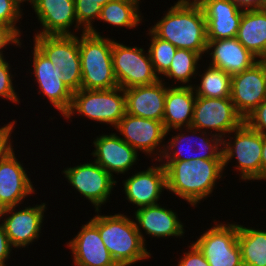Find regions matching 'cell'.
Wrapping results in <instances>:
<instances>
[{
    "instance_id": "cell-12",
    "label": "cell",
    "mask_w": 266,
    "mask_h": 266,
    "mask_svg": "<svg viewBox=\"0 0 266 266\" xmlns=\"http://www.w3.org/2000/svg\"><path fill=\"white\" fill-rule=\"evenodd\" d=\"M115 130L119 132L117 134L120 138L138 153L142 152L150 159L153 158L152 162L153 160L158 162L161 159L166 143L163 122L125 113Z\"/></svg>"
},
{
    "instance_id": "cell-6",
    "label": "cell",
    "mask_w": 266,
    "mask_h": 266,
    "mask_svg": "<svg viewBox=\"0 0 266 266\" xmlns=\"http://www.w3.org/2000/svg\"><path fill=\"white\" fill-rule=\"evenodd\" d=\"M126 113L124 89L109 90L80 89L73 92L72 104L63 117L72 122L75 115L86 117L96 123L111 125L114 129Z\"/></svg>"
},
{
    "instance_id": "cell-35",
    "label": "cell",
    "mask_w": 266,
    "mask_h": 266,
    "mask_svg": "<svg viewBox=\"0 0 266 266\" xmlns=\"http://www.w3.org/2000/svg\"><path fill=\"white\" fill-rule=\"evenodd\" d=\"M23 15V8L14 0H0V23L12 26L20 35L23 32L17 27V23L23 19Z\"/></svg>"
},
{
    "instance_id": "cell-17",
    "label": "cell",
    "mask_w": 266,
    "mask_h": 266,
    "mask_svg": "<svg viewBox=\"0 0 266 266\" xmlns=\"http://www.w3.org/2000/svg\"><path fill=\"white\" fill-rule=\"evenodd\" d=\"M155 164L139 172L135 170L134 174L132 172L131 176L122 180L124 198L129 204L135 205V209L158 204L162 194L167 190L165 167L161 163Z\"/></svg>"
},
{
    "instance_id": "cell-23",
    "label": "cell",
    "mask_w": 266,
    "mask_h": 266,
    "mask_svg": "<svg viewBox=\"0 0 266 266\" xmlns=\"http://www.w3.org/2000/svg\"><path fill=\"white\" fill-rule=\"evenodd\" d=\"M203 9L207 40L234 38L237 36L243 10L231 0H196Z\"/></svg>"
},
{
    "instance_id": "cell-29",
    "label": "cell",
    "mask_w": 266,
    "mask_h": 266,
    "mask_svg": "<svg viewBox=\"0 0 266 266\" xmlns=\"http://www.w3.org/2000/svg\"><path fill=\"white\" fill-rule=\"evenodd\" d=\"M238 245L243 266H266V230L238 224Z\"/></svg>"
},
{
    "instance_id": "cell-30",
    "label": "cell",
    "mask_w": 266,
    "mask_h": 266,
    "mask_svg": "<svg viewBox=\"0 0 266 266\" xmlns=\"http://www.w3.org/2000/svg\"><path fill=\"white\" fill-rule=\"evenodd\" d=\"M200 60H203V58L197 52L177 48L169 69L160 79L165 82L167 79L164 78H169L168 82H165L167 85L169 81L172 80V84H175L174 86H194L192 78L196 79L197 77V71L201 66V64H199Z\"/></svg>"
},
{
    "instance_id": "cell-20",
    "label": "cell",
    "mask_w": 266,
    "mask_h": 266,
    "mask_svg": "<svg viewBox=\"0 0 266 266\" xmlns=\"http://www.w3.org/2000/svg\"><path fill=\"white\" fill-rule=\"evenodd\" d=\"M93 149L90 155L94 161L103 167L113 178L115 174L125 175L139 161V153L123 141L117 133L100 134L93 138Z\"/></svg>"
},
{
    "instance_id": "cell-14",
    "label": "cell",
    "mask_w": 266,
    "mask_h": 266,
    "mask_svg": "<svg viewBox=\"0 0 266 266\" xmlns=\"http://www.w3.org/2000/svg\"><path fill=\"white\" fill-rule=\"evenodd\" d=\"M46 205L42 202L35 206L26 205L22 209L20 206H13L0 210V222L14 249L28 248L42 236L41 228L46 220L44 213L48 207Z\"/></svg>"
},
{
    "instance_id": "cell-45",
    "label": "cell",
    "mask_w": 266,
    "mask_h": 266,
    "mask_svg": "<svg viewBox=\"0 0 266 266\" xmlns=\"http://www.w3.org/2000/svg\"><path fill=\"white\" fill-rule=\"evenodd\" d=\"M262 10H266V0H262Z\"/></svg>"
},
{
    "instance_id": "cell-4",
    "label": "cell",
    "mask_w": 266,
    "mask_h": 266,
    "mask_svg": "<svg viewBox=\"0 0 266 266\" xmlns=\"http://www.w3.org/2000/svg\"><path fill=\"white\" fill-rule=\"evenodd\" d=\"M80 35L81 89L109 90L118 87L113 71V39L90 32Z\"/></svg>"
},
{
    "instance_id": "cell-36",
    "label": "cell",
    "mask_w": 266,
    "mask_h": 266,
    "mask_svg": "<svg viewBox=\"0 0 266 266\" xmlns=\"http://www.w3.org/2000/svg\"><path fill=\"white\" fill-rule=\"evenodd\" d=\"M21 35L9 25H4L0 23V59L5 58L3 52L7 48V46H16L17 48H22L21 46L23 43Z\"/></svg>"
},
{
    "instance_id": "cell-22",
    "label": "cell",
    "mask_w": 266,
    "mask_h": 266,
    "mask_svg": "<svg viewBox=\"0 0 266 266\" xmlns=\"http://www.w3.org/2000/svg\"><path fill=\"white\" fill-rule=\"evenodd\" d=\"M66 246L71 250L74 266L117 265L104 245L99 229L90 220L81 226L77 235L66 242Z\"/></svg>"
},
{
    "instance_id": "cell-41",
    "label": "cell",
    "mask_w": 266,
    "mask_h": 266,
    "mask_svg": "<svg viewBox=\"0 0 266 266\" xmlns=\"http://www.w3.org/2000/svg\"><path fill=\"white\" fill-rule=\"evenodd\" d=\"M243 11L262 10V0H231Z\"/></svg>"
},
{
    "instance_id": "cell-43",
    "label": "cell",
    "mask_w": 266,
    "mask_h": 266,
    "mask_svg": "<svg viewBox=\"0 0 266 266\" xmlns=\"http://www.w3.org/2000/svg\"><path fill=\"white\" fill-rule=\"evenodd\" d=\"M20 7H24L23 4L24 2L27 4L29 3V5L32 7L35 3V0H14Z\"/></svg>"
},
{
    "instance_id": "cell-15",
    "label": "cell",
    "mask_w": 266,
    "mask_h": 266,
    "mask_svg": "<svg viewBox=\"0 0 266 266\" xmlns=\"http://www.w3.org/2000/svg\"><path fill=\"white\" fill-rule=\"evenodd\" d=\"M13 147L0 159V210L23 204L37 191Z\"/></svg>"
},
{
    "instance_id": "cell-18",
    "label": "cell",
    "mask_w": 266,
    "mask_h": 266,
    "mask_svg": "<svg viewBox=\"0 0 266 266\" xmlns=\"http://www.w3.org/2000/svg\"><path fill=\"white\" fill-rule=\"evenodd\" d=\"M31 8L41 24L40 30L34 29V35H77L86 32L78 24L74 0H35Z\"/></svg>"
},
{
    "instance_id": "cell-44",
    "label": "cell",
    "mask_w": 266,
    "mask_h": 266,
    "mask_svg": "<svg viewBox=\"0 0 266 266\" xmlns=\"http://www.w3.org/2000/svg\"><path fill=\"white\" fill-rule=\"evenodd\" d=\"M260 63L264 66L265 72H266V55L262 56L259 59Z\"/></svg>"
},
{
    "instance_id": "cell-7",
    "label": "cell",
    "mask_w": 266,
    "mask_h": 266,
    "mask_svg": "<svg viewBox=\"0 0 266 266\" xmlns=\"http://www.w3.org/2000/svg\"><path fill=\"white\" fill-rule=\"evenodd\" d=\"M33 43L52 62L59 78L72 92L81 89L78 35H34Z\"/></svg>"
},
{
    "instance_id": "cell-39",
    "label": "cell",
    "mask_w": 266,
    "mask_h": 266,
    "mask_svg": "<svg viewBox=\"0 0 266 266\" xmlns=\"http://www.w3.org/2000/svg\"><path fill=\"white\" fill-rule=\"evenodd\" d=\"M15 124H17V121L12 120L2 127L0 126V159L14 145L12 133H14Z\"/></svg>"
},
{
    "instance_id": "cell-34",
    "label": "cell",
    "mask_w": 266,
    "mask_h": 266,
    "mask_svg": "<svg viewBox=\"0 0 266 266\" xmlns=\"http://www.w3.org/2000/svg\"><path fill=\"white\" fill-rule=\"evenodd\" d=\"M12 65L7 61L6 57L0 59V97L3 100H8L15 105L20 104V96L16 92V85L14 86L13 80L15 74H12Z\"/></svg>"
},
{
    "instance_id": "cell-16",
    "label": "cell",
    "mask_w": 266,
    "mask_h": 266,
    "mask_svg": "<svg viewBox=\"0 0 266 266\" xmlns=\"http://www.w3.org/2000/svg\"><path fill=\"white\" fill-rule=\"evenodd\" d=\"M32 52L33 59L29 72L38 85V93L47 98L55 110L59 111L63 117L69 111L72 104L73 92L59 78L52 62L35 46ZM35 77V78H34Z\"/></svg>"
},
{
    "instance_id": "cell-1",
    "label": "cell",
    "mask_w": 266,
    "mask_h": 266,
    "mask_svg": "<svg viewBox=\"0 0 266 266\" xmlns=\"http://www.w3.org/2000/svg\"><path fill=\"white\" fill-rule=\"evenodd\" d=\"M159 162L166 170L167 192L183 199L191 207H198L202 200L211 197L219 181L226 177L223 175V159Z\"/></svg>"
},
{
    "instance_id": "cell-10",
    "label": "cell",
    "mask_w": 266,
    "mask_h": 266,
    "mask_svg": "<svg viewBox=\"0 0 266 266\" xmlns=\"http://www.w3.org/2000/svg\"><path fill=\"white\" fill-rule=\"evenodd\" d=\"M206 228L192 242L202 252L210 266H243L238 245V223L219 222ZM219 222V223H218Z\"/></svg>"
},
{
    "instance_id": "cell-13",
    "label": "cell",
    "mask_w": 266,
    "mask_h": 266,
    "mask_svg": "<svg viewBox=\"0 0 266 266\" xmlns=\"http://www.w3.org/2000/svg\"><path fill=\"white\" fill-rule=\"evenodd\" d=\"M243 122L230 97H196L191 127L224 139Z\"/></svg>"
},
{
    "instance_id": "cell-11",
    "label": "cell",
    "mask_w": 266,
    "mask_h": 266,
    "mask_svg": "<svg viewBox=\"0 0 266 266\" xmlns=\"http://www.w3.org/2000/svg\"><path fill=\"white\" fill-rule=\"evenodd\" d=\"M66 181L81 197L84 196L95 210L109 201L112 191L119 181L115 180L103 167L95 161L65 167L61 171Z\"/></svg>"
},
{
    "instance_id": "cell-2",
    "label": "cell",
    "mask_w": 266,
    "mask_h": 266,
    "mask_svg": "<svg viewBox=\"0 0 266 266\" xmlns=\"http://www.w3.org/2000/svg\"><path fill=\"white\" fill-rule=\"evenodd\" d=\"M149 29L178 49L192 50L201 57L206 54V20L196 0H177Z\"/></svg>"
},
{
    "instance_id": "cell-31",
    "label": "cell",
    "mask_w": 266,
    "mask_h": 266,
    "mask_svg": "<svg viewBox=\"0 0 266 266\" xmlns=\"http://www.w3.org/2000/svg\"><path fill=\"white\" fill-rule=\"evenodd\" d=\"M202 71H197L200 83L193 86L196 96L207 98L230 97L232 76L224 70L207 66ZM201 74V75H200Z\"/></svg>"
},
{
    "instance_id": "cell-32",
    "label": "cell",
    "mask_w": 266,
    "mask_h": 266,
    "mask_svg": "<svg viewBox=\"0 0 266 266\" xmlns=\"http://www.w3.org/2000/svg\"><path fill=\"white\" fill-rule=\"evenodd\" d=\"M150 37V43L147 45L151 62L155 73L159 78L169 69L171 61L175 56L177 48L169 41L157 37L149 28L146 31Z\"/></svg>"
},
{
    "instance_id": "cell-27",
    "label": "cell",
    "mask_w": 266,
    "mask_h": 266,
    "mask_svg": "<svg viewBox=\"0 0 266 266\" xmlns=\"http://www.w3.org/2000/svg\"><path fill=\"white\" fill-rule=\"evenodd\" d=\"M236 39L258 59L266 55V10L243 11Z\"/></svg>"
},
{
    "instance_id": "cell-40",
    "label": "cell",
    "mask_w": 266,
    "mask_h": 266,
    "mask_svg": "<svg viewBox=\"0 0 266 266\" xmlns=\"http://www.w3.org/2000/svg\"><path fill=\"white\" fill-rule=\"evenodd\" d=\"M12 247L5 232L4 226L0 223V266H7V261L11 258ZM6 263V264H5Z\"/></svg>"
},
{
    "instance_id": "cell-33",
    "label": "cell",
    "mask_w": 266,
    "mask_h": 266,
    "mask_svg": "<svg viewBox=\"0 0 266 266\" xmlns=\"http://www.w3.org/2000/svg\"><path fill=\"white\" fill-rule=\"evenodd\" d=\"M109 1L112 0H74L78 24L86 32L101 36L103 32H99L95 29L96 26L93 24L95 20L98 21L102 7Z\"/></svg>"
},
{
    "instance_id": "cell-38",
    "label": "cell",
    "mask_w": 266,
    "mask_h": 266,
    "mask_svg": "<svg viewBox=\"0 0 266 266\" xmlns=\"http://www.w3.org/2000/svg\"><path fill=\"white\" fill-rule=\"evenodd\" d=\"M187 248L188 251L179 257L177 266H210L207 259L193 242Z\"/></svg>"
},
{
    "instance_id": "cell-21",
    "label": "cell",
    "mask_w": 266,
    "mask_h": 266,
    "mask_svg": "<svg viewBox=\"0 0 266 266\" xmlns=\"http://www.w3.org/2000/svg\"><path fill=\"white\" fill-rule=\"evenodd\" d=\"M168 208V209H167ZM166 205L158 204L145 206L135 210L133 218L143 243L146 245V235L151 238H182L186 232L184 224L177 212ZM143 231V232H142ZM145 233V235H144ZM145 236V237H144ZM167 237V238H166Z\"/></svg>"
},
{
    "instance_id": "cell-19",
    "label": "cell",
    "mask_w": 266,
    "mask_h": 266,
    "mask_svg": "<svg viewBox=\"0 0 266 266\" xmlns=\"http://www.w3.org/2000/svg\"><path fill=\"white\" fill-rule=\"evenodd\" d=\"M230 98L243 119L266 99V72L260 61L232 76Z\"/></svg>"
},
{
    "instance_id": "cell-42",
    "label": "cell",
    "mask_w": 266,
    "mask_h": 266,
    "mask_svg": "<svg viewBox=\"0 0 266 266\" xmlns=\"http://www.w3.org/2000/svg\"><path fill=\"white\" fill-rule=\"evenodd\" d=\"M266 181V136L264 135L261 157V181Z\"/></svg>"
},
{
    "instance_id": "cell-37",
    "label": "cell",
    "mask_w": 266,
    "mask_h": 266,
    "mask_svg": "<svg viewBox=\"0 0 266 266\" xmlns=\"http://www.w3.org/2000/svg\"><path fill=\"white\" fill-rule=\"evenodd\" d=\"M244 122L266 136V99L244 119Z\"/></svg>"
},
{
    "instance_id": "cell-9",
    "label": "cell",
    "mask_w": 266,
    "mask_h": 266,
    "mask_svg": "<svg viewBox=\"0 0 266 266\" xmlns=\"http://www.w3.org/2000/svg\"><path fill=\"white\" fill-rule=\"evenodd\" d=\"M112 60L116 81L122 89L149 85L160 80L154 71L149 51L141 46H128L113 39Z\"/></svg>"
},
{
    "instance_id": "cell-8",
    "label": "cell",
    "mask_w": 266,
    "mask_h": 266,
    "mask_svg": "<svg viewBox=\"0 0 266 266\" xmlns=\"http://www.w3.org/2000/svg\"><path fill=\"white\" fill-rule=\"evenodd\" d=\"M171 131H175L173 135L170 134ZM168 135L171 137L166 141L164 153L159 161L223 159L222 139L214 134L193 127H183L166 131V137Z\"/></svg>"
},
{
    "instance_id": "cell-3",
    "label": "cell",
    "mask_w": 266,
    "mask_h": 266,
    "mask_svg": "<svg viewBox=\"0 0 266 266\" xmlns=\"http://www.w3.org/2000/svg\"><path fill=\"white\" fill-rule=\"evenodd\" d=\"M100 212L95 210L96 214L89 220L99 229L100 237L117 265L133 266L153 258L140 237L133 216L125 213L102 215Z\"/></svg>"
},
{
    "instance_id": "cell-24",
    "label": "cell",
    "mask_w": 266,
    "mask_h": 266,
    "mask_svg": "<svg viewBox=\"0 0 266 266\" xmlns=\"http://www.w3.org/2000/svg\"><path fill=\"white\" fill-rule=\"evenodd\" d=\"M207 41L205 57L209 55L208 65L224 70L231 76L249 69L259 61L236 37Z\"/></svg>"
},
{
    "instance_id": "cell-28",
    "label": "cell",
    "mask_w": 266,
    "mask_h": 266,
    "mask_svg": "<svg viewBox=\"0 0 266 266\" xmlns=\"http://www.w3.org/2000/svg\"><path fill=\"white\" fill-rule=\"evenodd\" d=\"M141 0H112L106 3L101 10L98 20L107 25L119 28H138L144 22L140 11ZM135 28V29H134Z\"/></svg>"
},
{
    "instance_id": "cell-25",
    "label": "cell",
    "mask_w": 266,
    "mask_h": 266,
    "mask_svg": "<svg viewBox=\"0 0 266 266\" xmlns=\"http://www.w3.org/2000/svg\"><path fill=\"white\" fill-rule=\"evenodd\" d=\"M168 86L160 79L153 84L124 89L126 113L163 122Z\"/></svg>"
},
{
    "instance_id": "cell-5",
    "label": "cell",
    "mask_w": 266,
    "mask_h": 266,
    "mask_svg": "<svg viewBox=\"0 0 266 266\" xmlns=\"http://www.w3.org/2000/svg\"><path fill=\"white\" fill-rule=\"evenodd\" d=\"M224 138L222 139L224 171L235 158L236 164L233 168L239 175V180L260 182L264 135L243 122Z\"/></svg>"
},
{
    "instance_id": "cell-26",
    "label": "cell",
    "mask_w": 266,
    "mask_h": 266,
    "mask_svg": "<svg viewBox=\"0 0 266 266\" xmlns=\"http://www.w3.org/2000/svg\"><path fill=\"white\" fill-rule=\"evenodd\" d=\"M196 94L193 86L169 84L165 97L163 126L166 131L191 127Z\"/></svg>"
}]
</instances>
